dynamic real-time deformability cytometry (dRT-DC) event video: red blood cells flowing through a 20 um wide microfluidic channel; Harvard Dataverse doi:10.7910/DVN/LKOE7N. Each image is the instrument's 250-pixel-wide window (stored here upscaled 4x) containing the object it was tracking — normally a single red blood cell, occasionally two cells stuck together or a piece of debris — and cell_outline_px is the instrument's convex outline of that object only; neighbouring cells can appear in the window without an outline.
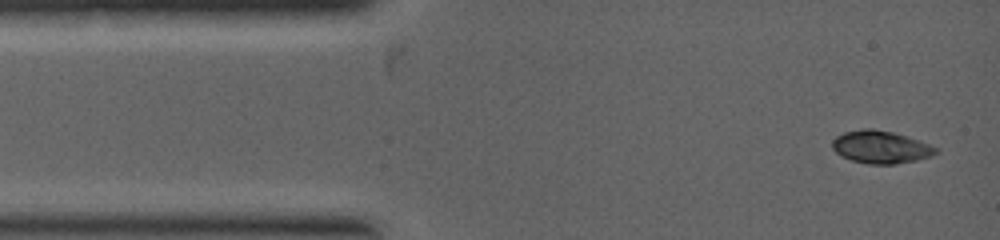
{"species": "common noctule bat (a hibernating species)", "species_latin": "Nyctalus noctula", "temperature_condition": "warm", "stored_images_in_passage": 3, "camera_frame_rate_fps": 5000, "um_per_image_px": 0.085, "animal": {"sex": "female", "body_mass_g": 19.0, "forearm_length_mm": 53.3}, "frame": {"image": 1, "passage_image": 1, "time_ms": 0.0, "image_size_px": [1000, 240], "cell_outline_px": [[936, 152], [932, 156], [916, 160], [896, 164], [868, 164], [852, 160], [840, 156], [832, 148], [832, 140], [836, 136], [844, 132], [864, 128], [872, 128], [892, 132], [928, 144], [936, 148]], "centroid_in_image_um": [74.8, 12.5], "position_along_channel_um": 10.2, "area_um2": 19.48}}